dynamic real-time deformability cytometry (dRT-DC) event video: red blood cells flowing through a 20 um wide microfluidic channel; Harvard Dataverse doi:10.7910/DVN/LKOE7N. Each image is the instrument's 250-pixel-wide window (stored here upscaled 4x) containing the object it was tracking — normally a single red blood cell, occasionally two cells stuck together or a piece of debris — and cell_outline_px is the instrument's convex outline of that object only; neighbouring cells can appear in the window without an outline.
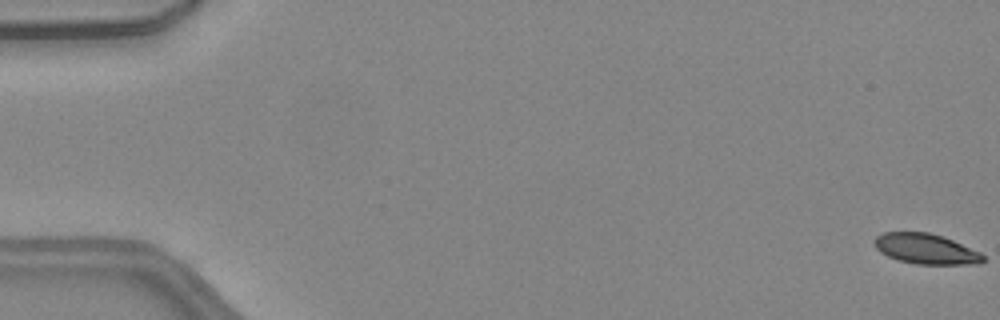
{"species": "common noctule bat (a hibernating species)", "species_latin": "Nyctalus noctula", "temperature_condition": "warm", "stored_images_in_passage": 51, "camera_frame_rate_fps": 3000, "um_per_image_px": 0.085, "animal": {"sex": "female", "body_mass_g": 24.6, "forearm_length_mm": 56.2}, "frame": {"image": 1, "passage_image": 1, "time_ms": 0.0, "image_size_px": [1000, 320], "cell_outline_px": [[984, 260], [980, 264], [916, 264], [896, 260], [880, 252], [876, 248], [872, 240], [876, 236], [884, 232], [928, 232], [952, 240], [980, 252], [984, 256]], "centroid_in_image_um": [78.66, 21.16], "position_along_channel_um": 6.3, "area_um2": 19.19}}
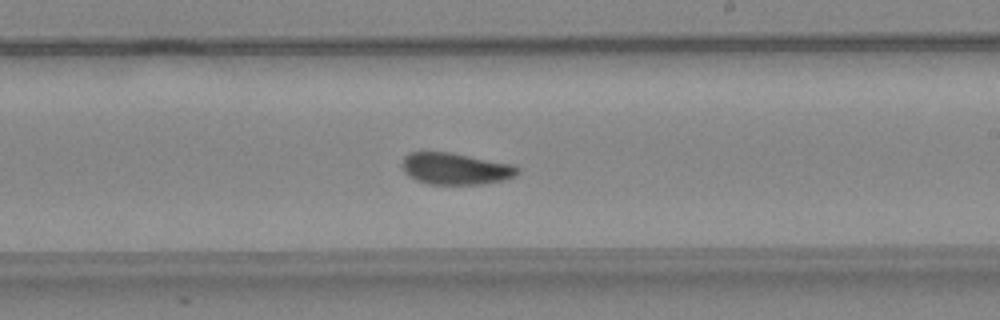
{"frame": {"image": 2, "passage_image": 31, "time_ms": 10.0, "image_size_px": [1000, 320], "cell_outline_px": [[520, 172], [516, 176], [504, 180], [484, 184], [428, 184], [416, 180], [404, 172], [400, 164], [404, 156], [408, 152], [448, 152], [512, 164], [520, 168]], "centroid_in_image_um": [38.71, 14.34], "position_along_channel_um": 250.3, "area_um2": 21.44}}
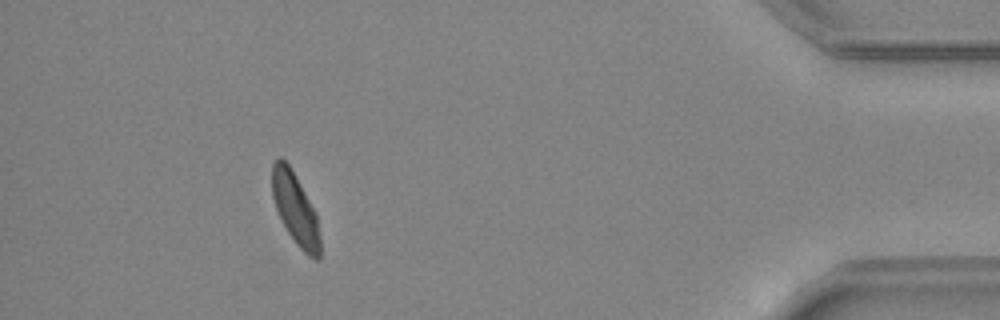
{"frame": {"image": 3, "passage_image": 47, "time_ms": 15.333, "image_size_px": [1000, 320], "cell_outline_px": [[320, 260], [316, 260], [308, 256], [296, 244], [288, 232], [276, 208], [272, 196], [272, 164], [280, 156], [288, 164], [316, 212], [320, 236]], "centroid_in_image_um": [25.12, 17.79], "position_along_channel_um": 410.1, "area_um2": 19.77}, "authors_computed_cell_mechanics": {"area_um2": 21.2126, "velocity_mm_per_s": 4.0862, "shape_relaxation_time_tau1_ms": 5.6952, "shape_relaxation_time_tau2_ms": 2.3077, "deformation_change_tau1": 0.154, "deformation_change_tau2": 0.0882}}